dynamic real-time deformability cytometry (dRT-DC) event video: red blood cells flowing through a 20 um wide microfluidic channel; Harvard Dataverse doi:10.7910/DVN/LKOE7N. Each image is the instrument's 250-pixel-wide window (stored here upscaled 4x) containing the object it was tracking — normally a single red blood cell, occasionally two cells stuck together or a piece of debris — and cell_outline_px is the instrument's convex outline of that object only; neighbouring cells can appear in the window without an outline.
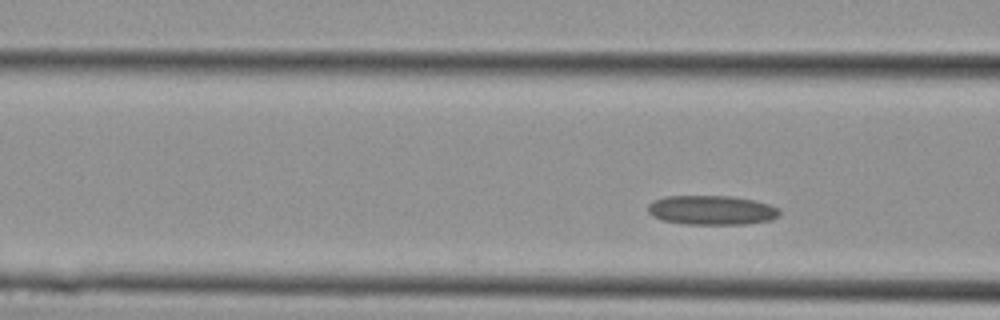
{"species": "Egyptian fruit bat (a non-hibernating species)", "species_latin": "Rousettus aegyptiacus", "temperature_condition": "cold", "stored_images_in_passage": 5, "camera_frame_rate_fps": 3000, "um_per_image_px": 0.085, "animal": {"sex": "female"}, "frame": {"image": 1, "passage_image": 5, "time_ms": 1.333, "image_size_px": [1000, 320], "cell_outline_px": [[780, 212], [772, 220], [748, 224], [684, 224], [664, 220], [652, 216], [648, 212], [648, 204], [664, 196], [732, 196], [756, 200], [780, 208]], "centroid_in_image_um": [60.51, 17.86], "position_along_channel_um": 106.1, "area_um2": 22.6}}